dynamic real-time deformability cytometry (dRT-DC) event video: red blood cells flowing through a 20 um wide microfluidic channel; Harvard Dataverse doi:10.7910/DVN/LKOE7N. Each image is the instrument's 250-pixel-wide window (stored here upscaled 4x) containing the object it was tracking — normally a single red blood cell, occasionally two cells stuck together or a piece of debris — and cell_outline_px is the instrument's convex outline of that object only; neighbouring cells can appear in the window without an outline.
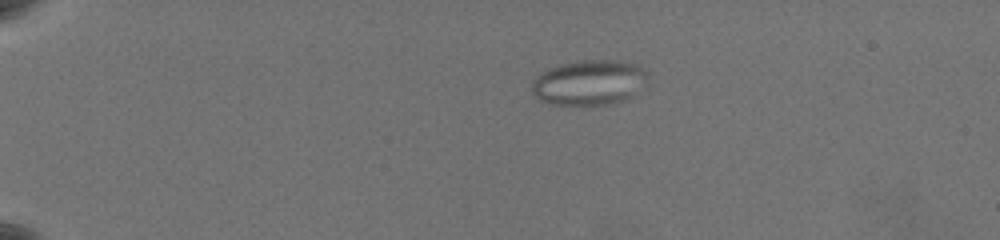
{"species": "common noctule bat (a hibernating species)", "species_latin": "Nyctalus noctula", "temperature_condition": "warm", "stored_images_in_passage": 49, "camera_frame_rate_fps": 3000, "um_per_image_px": 0.085, "animal": {"sex": "female", "body_mass_g": 19.5, "forearm_length_mm": 54.1}, "frame": {"image": 1, "passage_image": 2, "time_ms": 0.333, "image_size_px": [1000, 240], "cell_outline_px": [[648, 76], [632, 96], [624, 100], [604, 104], [556, 104], [540, 100], [532, 92], [532, 84], [536, 76], [560, 64], [584, 60], [620, 60], [644, 68], [648, 72]], "centroid_in_image_um": [50.08, 7.0], "position_along_channel_um": 34.9, "area_um2": 29.82}}
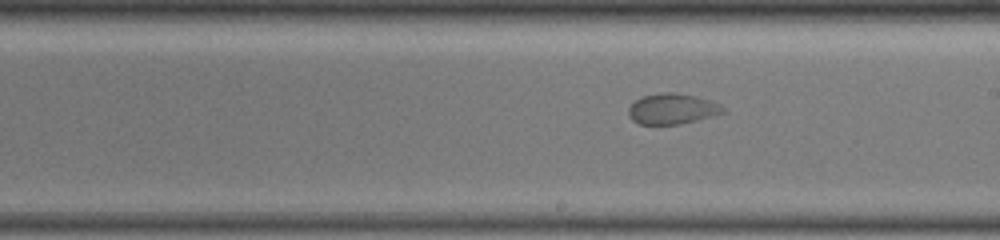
{"frame": {"image": 2, "passage_image": 26, "time_ms": 8.333, "image_size_px": [1000, 240], "cell_outline_px": [[728, 112], [680, 124], [640, 124], [632, 120], [628, 116], [628, 108], [640, 96], [664, 92], [676, 92], [696, 96], [720, 104]], "centroid_in_image_um": [57.14, 9.24], "position_along_channel_um": 231.9, "area_um2": 16.94}}
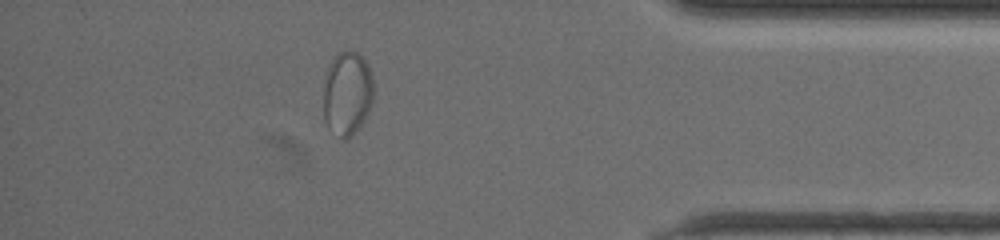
{"frame": {"image": 3, "passage_image": 43, "time_ms": 14.0, "image_size_px": [1000, 240], "cell_outline_px": [[372, 104], [364, 120], [352, 136], [344, 140], [328, 128], [324, 120], [324, 80], [332, 56], [336, 52], [352, 48], [368, 64], [372, 76]], "centroid_in_image_um": [29.5, 7.9], "position_along_channel_um": 405.7, "area_um2": 24.85}}